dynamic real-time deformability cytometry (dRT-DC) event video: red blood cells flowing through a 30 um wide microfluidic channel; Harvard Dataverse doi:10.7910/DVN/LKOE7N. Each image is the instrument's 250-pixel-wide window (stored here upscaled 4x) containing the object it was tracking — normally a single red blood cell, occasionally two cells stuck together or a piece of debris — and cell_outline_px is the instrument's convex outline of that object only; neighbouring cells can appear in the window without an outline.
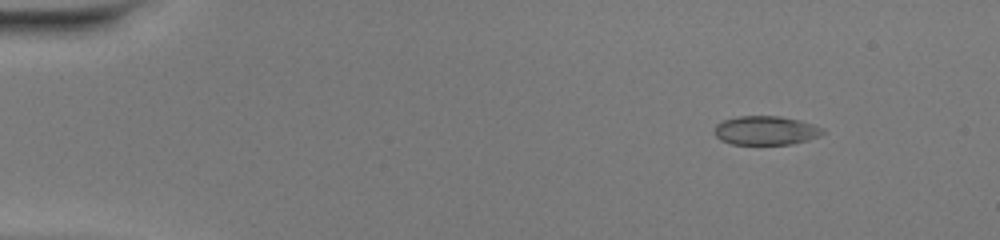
{"species": "common noctule bat (a hibernating species)", "species_latin": "Nyctalus noctula", "temperature_condition": "warm", "stored_images_in_passage": 44, "camera_frame_rate_fps": 3000, "um_per_image_px": 0.085, "animal": {"sex": "female", "body_mass_g": 20.0, "forearm_length_mm": 54.0}, "frame": {"image": 1, "passage_image": 1, "time_ms": 0.0, "image_size_px": [1000, 240], "cell_outline_px": [[824, 132], [820, 136], [808, 140], [792, 144], [732, 144], [720, 140], [716, 136], [716, 124], [724, 120], [740, 116], [780, 116], [800, 120], [824, 128]], "centroid_in_image_um": [65.12, 11.09], "position_along_channel_um": 19.9, "area_um2": 18.21}}
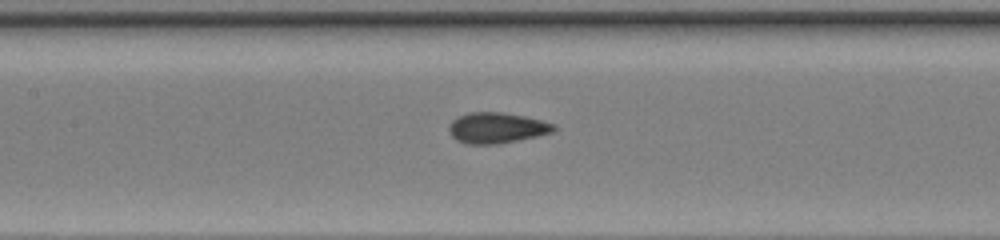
{"frame": {"image": 2, "passage_image": 19, "time_ms": 6.0, "image_size_px": [1000, 240], "cell_outline_px": [[556, 128], [552, 132], [536, 136], [496, 144], [468, 144], [456, 140], [448, 132], [448, 128], [452, 120], [468, 112], [500, 112], [524, 116], [556, 124]], "centroid_in_image_um": [42.19, 10.86], "position_along_channel_um": 165.2, "area_um2": 18.61}}
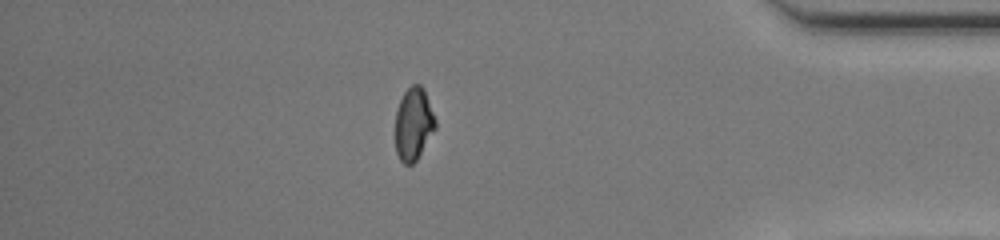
{"frame": {"image": 3, "passage_image": 38, "time_ms": 12.333, "image_size_px": [1000, 240], "cell_outline_px": [[436, 128], [416, 160], [412, 164], [404, 164], [400, 160], [396, 152], [396, 112], [400, 100], [404, 92], [412, 84], [420, 84], [424, 88], [436, 120]], "centroid_in_image_um": [35.16, 10.52], "position_along_channel_um": 400.0, "area_um2": 16.88}}